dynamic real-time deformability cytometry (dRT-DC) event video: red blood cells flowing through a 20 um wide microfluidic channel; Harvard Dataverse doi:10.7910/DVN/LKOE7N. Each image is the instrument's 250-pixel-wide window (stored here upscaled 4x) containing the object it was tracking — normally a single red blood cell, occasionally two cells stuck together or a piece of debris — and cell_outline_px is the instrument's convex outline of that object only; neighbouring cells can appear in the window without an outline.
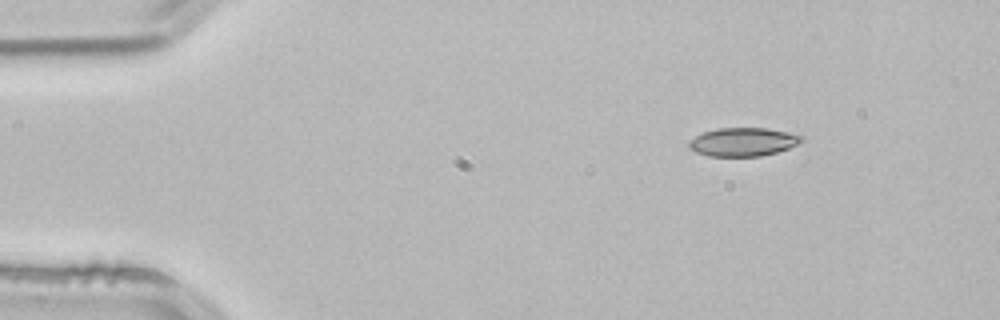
{"species": "common noctule bat (a hibernating species)", "species_latin": "Nyctalus noctula", "temperature_condition": "room temperature", "stored_images_in_passage": 3, "camera_frame_rate_fps": 3000, "um_per_image_px": 0.085, "animal": {"sex": "male", "body_mass_g": 21.5, "forearm_length_mm": 52.0}, "frame": {"image": 1, "passage_image": 3, "time_ms": 0.667, "image_size_px": [1000, 320], "cell_outline_px": [[804, 140], [788, 148], [776, 152], [760, 156], [708, 156], [696, 152], [688, 144], [688, 140], [704, 132], [716, 128], [764, 128], [804, 136]], "centroid_in_image_um": [63.13, 12.06], "position_along_channel_um": 21.9, "area_um2": 18.44}}